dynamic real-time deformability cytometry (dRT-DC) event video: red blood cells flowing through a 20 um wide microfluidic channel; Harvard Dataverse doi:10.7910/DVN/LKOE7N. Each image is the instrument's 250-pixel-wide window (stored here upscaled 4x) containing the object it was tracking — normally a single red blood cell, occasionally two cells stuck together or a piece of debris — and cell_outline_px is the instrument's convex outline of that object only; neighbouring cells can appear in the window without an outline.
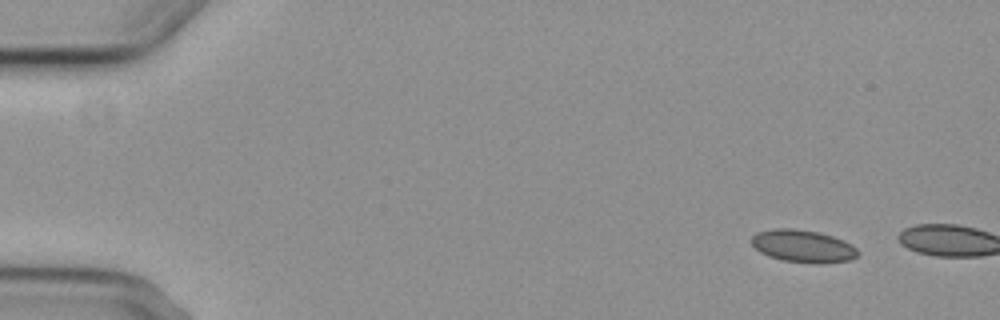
{"species": "common noctule bat (a hibernating species)", "species_latin": "Nyctalus noctula", "temperature_condition": "cold", "stored_images_in_passage": 2, "camera_frame_rate_fps": 3000, "um_per_image_px": 0.085, "animal": {"sex": "female", "body_mass_g": 29.2, "forearm_length_mm": 56.3}, "frame": {"image": 1, "passage_image": 1, "time_ms": 0.0, "image_size_px": [1000, 320], "cell_outline_px": [[860, 252], [852, 260], [784, 260], [768, 256], [760, 252], [752, 244], [752, 236], [756, 232], [772, 228], [796, 228], [820, 232], [844, 240], [852, 244]], "centroid_in_image_um": [68.21, 20.84], "position_along_channel_um": 16.8, "area_um2": 19.36}}